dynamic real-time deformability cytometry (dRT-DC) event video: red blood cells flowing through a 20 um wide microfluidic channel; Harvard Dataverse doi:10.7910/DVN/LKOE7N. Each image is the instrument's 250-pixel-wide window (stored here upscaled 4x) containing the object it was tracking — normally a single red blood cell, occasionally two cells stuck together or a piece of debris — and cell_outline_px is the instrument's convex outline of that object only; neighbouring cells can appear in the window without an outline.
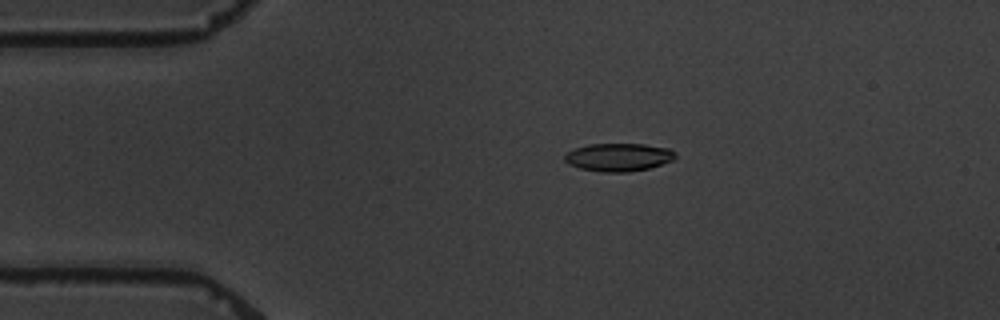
{"species": "common noctule bat (a hibernating species)", "species_latin": "Nyctalus noctula", "temperature_condition": "warm", "stored_images_in_passage": 6, "camera_frame_rate_fps": 3000, "um_per_image_px": 0.085, "animal": {"sex": "male", "body_mass_g": 19.5, "forearm_length_mm": 54.6}, "frame": {"image": 1, "passage_image": 4, "time_ms": 3.333, "image_size_px": [1000, 320], "cell_outline_px": [[676, 156], [672, 160], [648, 168], [628, 172], [604, 172], [580, 168], [568, 164], [564, 160], [564, 156], [568, 152], [576, 148], [588, 144], [644, 144], [668, 148], [676, 152]], "centroid_in_image_um": [52.57, 13.36], "position_along_channel_um": 32.4, "area_um2": 17.92}}
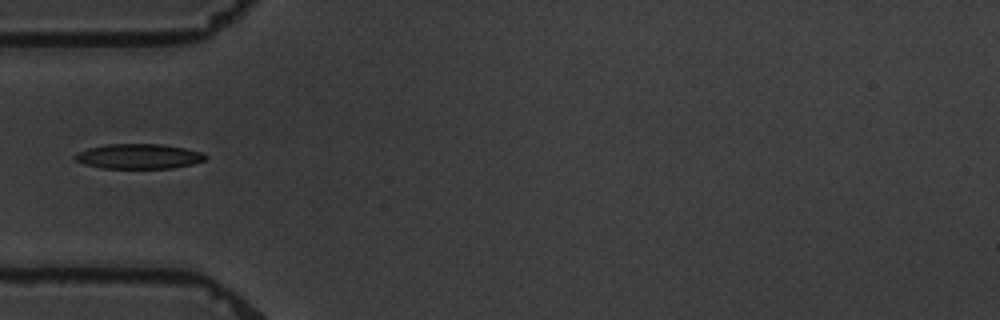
{"frame": {"image": 2, "passage_image": 6, "time_ms": 5.667, "image_size_px": [1000, 320], "cell_outline_px": [[208, 156], [204, 160], [192, 164], [172, 168], [100, 168], [84, 164], [76, 160], [72, 156], [76, 152], [88, 148], [108, 144], [160, 144], [184, 148], [204, 152]], "centroid_in_image_um": [11.78, 13.29], "position_along_channel_um": 73.2, "area_um2": 19.02}}